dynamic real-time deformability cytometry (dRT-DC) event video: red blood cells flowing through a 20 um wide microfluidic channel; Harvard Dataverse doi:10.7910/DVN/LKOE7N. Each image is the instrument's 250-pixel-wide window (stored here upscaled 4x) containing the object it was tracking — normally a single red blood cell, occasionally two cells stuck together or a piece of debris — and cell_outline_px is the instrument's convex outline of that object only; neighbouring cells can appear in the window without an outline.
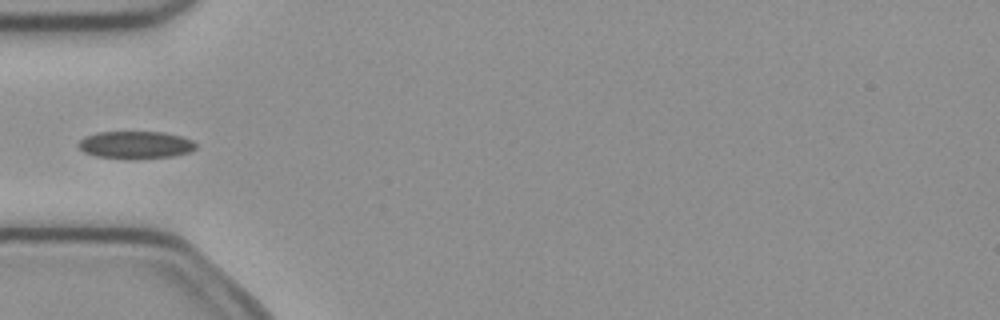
{"species": "common noctule bat (a hibernating species)", "species_latin": "Nyctalus noctula", "temperature_condition": "cold", "stored_images_in_passage": 4, "camera_frame_rate_fps": 3000, "um_per_image_px": 0.085, "animal": {"sex": "female", "body_mass_g": 21.9}, "frame": {"image": 1, "passage_image": 4, "time_ms": 1.0, "image_size_px": [1000, 320], "cell_outline_px": [[196, 148], [188, 152], [172, 156], [132, 160], [128, 160], [96, 156], [84, 152], [76, 144], [84, 136], [96, 132], [164, 132], [180, 136], [192, 140], [196, 144]], "centroid_in_image_um": [11.48, 12.32], "position_along_channel_um": 73.5, "area_um2": 19.07}}